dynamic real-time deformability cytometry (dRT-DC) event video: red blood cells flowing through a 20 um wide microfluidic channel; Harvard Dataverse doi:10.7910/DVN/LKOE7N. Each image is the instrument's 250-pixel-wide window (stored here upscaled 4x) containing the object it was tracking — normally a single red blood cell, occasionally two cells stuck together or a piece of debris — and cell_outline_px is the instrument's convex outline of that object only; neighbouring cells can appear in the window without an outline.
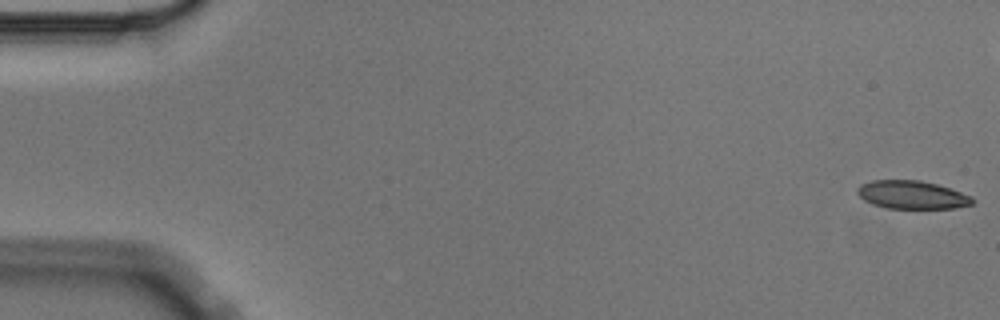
{"species": "Egyptian fruit bat (a non-hibernating species)", "species_latin": "Rousettus aegyptiacus", "temperature_condition": "cold", "stored_images_in_passage": 6, "camera_frame_rate_fps": 3000, "um_per_image_px": 0.085, "animal": {"sex": "male"}, "frame": {"image": 1, "passage_image": 1, "time_ms": 0.0, "image_size_px": [1000, 320], "cell_outline_px": [[976, 200], [972, 204], [952, 208], [888, 208], [872, 204], [864, 200], [856, 192], [856, 188], [860, 184], [872, 180], [920, 180], [936, 184], [972, 196]], "centroid_in_image_um": [77.49, 16.55], "position_along_channel_um": 7.5, "area_um2": 18.84}}
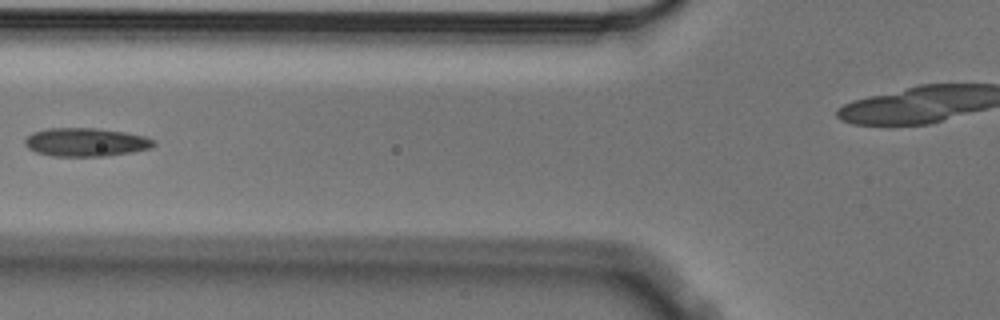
{"frame": {"image": 2, "passage_image": 6, "time_ms": 1.667, "image_size_px": [1000, 320], "cell_outline_px": [[156, 144], [152, 148], [132, 152], [104, 156], [52, 156], [36, 152], [28, 148], [24, 144], [24, 140], [32, 132], [48, 128], [96, 128], [124, 132], [144, 136], [156, 140]], "centroid_in_image_um": [7.3, 12.08], "position_along_channel_um": 118.5, "area_um2": 21.44}}